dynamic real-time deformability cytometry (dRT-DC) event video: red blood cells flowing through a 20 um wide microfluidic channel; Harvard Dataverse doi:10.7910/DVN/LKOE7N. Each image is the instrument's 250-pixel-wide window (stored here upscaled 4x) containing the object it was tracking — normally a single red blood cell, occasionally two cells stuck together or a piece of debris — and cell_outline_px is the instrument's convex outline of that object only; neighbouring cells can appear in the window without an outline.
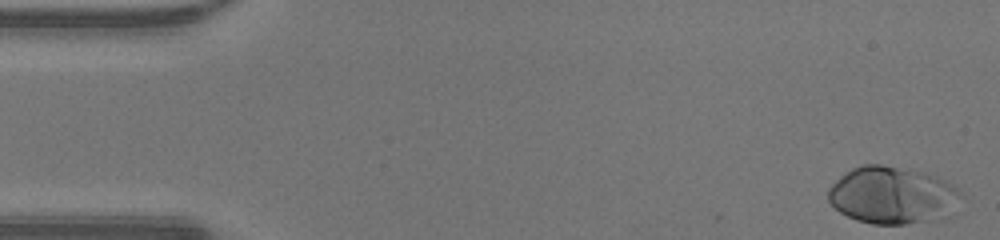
{"species": "human", "species_latin": "Homo sapiens", "temperature_condition": "warm", "stored_images_in_passage": 47, "camera_frame_rate_fps": 3000, "um_per_image_px": 0.085, "donor": {"sex": "male"}, "frame": {"image": 1, "passage_image": 1, "time_ms": 0.0, "image_size_px": [1000, 240], "cell_outline_px": [[960, 192], [940, 208], [920, 220], [904, 224], [872, 224], [856, 220], [840, 212], [828, 200], [828, 188], [840, 176], [852, 168], [864, 164], [880, 164], [924, 172], [956, 188]], "centroid_in_image_um": [75.53, 16.52], "position_along_channel_um": 9.5, "area_um2": 41.21}}
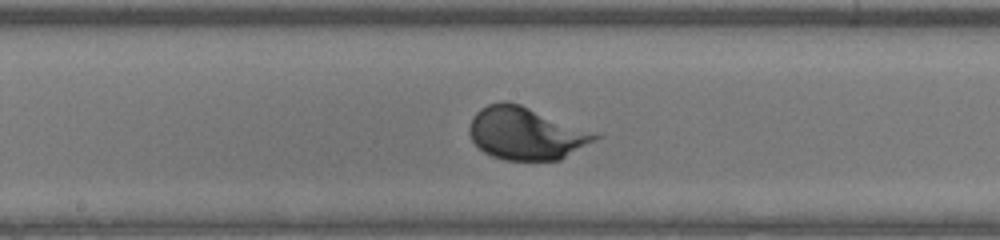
{"frame": {"image": 2, "passage_image": 24, "time_ms": 7.667, "image_size_px": [1000, 240], "cell_outline_px": [[604, 136], [560, 160], [504, 160], [492, 156], [484, 152], [472, 140], [468, 132], [468, 128], [472, 116], [480, 108], [488, 104], [500, 100], [508, 100], [520, 104]], "centroid_in_image_um": [44.68, 11.33], "position_along_channel_um": 203.5, "area_um2": 38.55}}
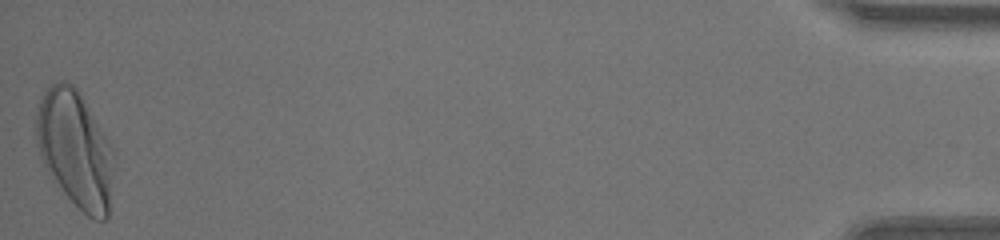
{"frame": {"image": 3, "passage_image": 47, "time_ms": 15.333, "image_size_px": [1000, 240], "cell_outline_px": [[112, 172], [108, 216], [104, 220], [96, 220], [88, 216], [60, 188], [48, 172], [40, 156], [36, 140], [36, 116], [40, 100], [44, 92], [52, 84], [60, 80], [64, 80], [72, 84], [80, 92], [108, 140], [112, 148]], "centroid_in_image_um": [6.37, 12.64], "position_along_channel_um": 428.8, "area_um2": 51.96}}